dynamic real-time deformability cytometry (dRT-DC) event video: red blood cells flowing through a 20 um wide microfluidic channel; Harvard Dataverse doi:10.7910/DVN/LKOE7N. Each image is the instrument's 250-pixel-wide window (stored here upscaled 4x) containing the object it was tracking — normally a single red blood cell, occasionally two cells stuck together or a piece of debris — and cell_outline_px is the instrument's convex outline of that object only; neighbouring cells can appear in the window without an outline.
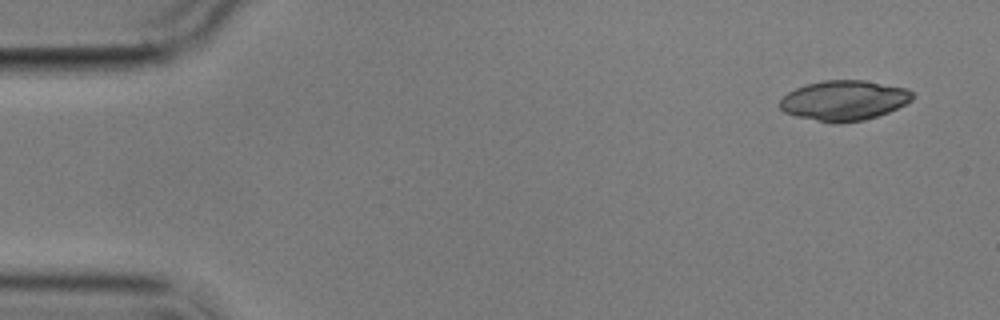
{"species": "common noctule bat (a hibernating species)", "species_latin": "Nyctalus noctula", "temperature_condition": "cold", "stored_images_in_passage": 6, "camera_frame_rate_fps": 3000, "um_per_image_px": 0.085, "animal": {"sex": "male", "body_mass_g": 17.9}, "frame": {"image": 1, "passage_image": 1, "time_ms": 0.0, "image_size_px": [1000, 320], "cell_outline_px": [[916, 96], [912, 100], [888, 112], [864, 120], [840, 124], [832, 124], [796, 116], [784, 112], [780, 108], [780, 100], [788, 92], [796, 88], [808, 84], [824, 80], [864, 80], [908, 88]], "centroid_in_image_um": [71.75, 8.54], "position_along_channel_um": 13.2, "area_um2": 31.1}}